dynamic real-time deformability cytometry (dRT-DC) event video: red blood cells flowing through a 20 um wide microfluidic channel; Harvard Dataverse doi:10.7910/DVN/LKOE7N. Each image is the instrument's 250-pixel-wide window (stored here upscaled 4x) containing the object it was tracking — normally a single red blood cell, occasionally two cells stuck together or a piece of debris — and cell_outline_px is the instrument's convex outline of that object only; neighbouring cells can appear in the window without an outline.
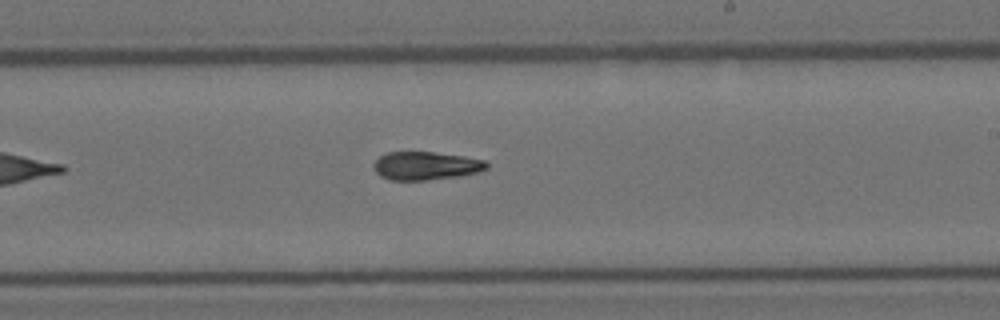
{"species": "Egyptian fruit bat (a non-hibernating species)", "species_latin": "Rousettus aegyptiacus", "temperature_condition": "room temperature", "stored_images_in_passage": 7, "camera_frame_rate_fps": 3000, "um_per_image_px": 0.085, "animal": {"sex": "female"}, "frame": {"image": 1, "passage_image": 7, "time_ms": 2.0, "image_size_px": [1000, 320], "cell_outline_px": [[488, 168], [476, 172], [460, 176], [428, 180], [388, 180], [380, 176], [372, 168], [372, 164], [380, 156], [388, 152], [432, 152], [464, 156], [484, 160], [488, 164]], "centroid_in_image_um": [36.16, 14.1], "position_along_channel_um": 252.8, "area_um2": 18.67}}